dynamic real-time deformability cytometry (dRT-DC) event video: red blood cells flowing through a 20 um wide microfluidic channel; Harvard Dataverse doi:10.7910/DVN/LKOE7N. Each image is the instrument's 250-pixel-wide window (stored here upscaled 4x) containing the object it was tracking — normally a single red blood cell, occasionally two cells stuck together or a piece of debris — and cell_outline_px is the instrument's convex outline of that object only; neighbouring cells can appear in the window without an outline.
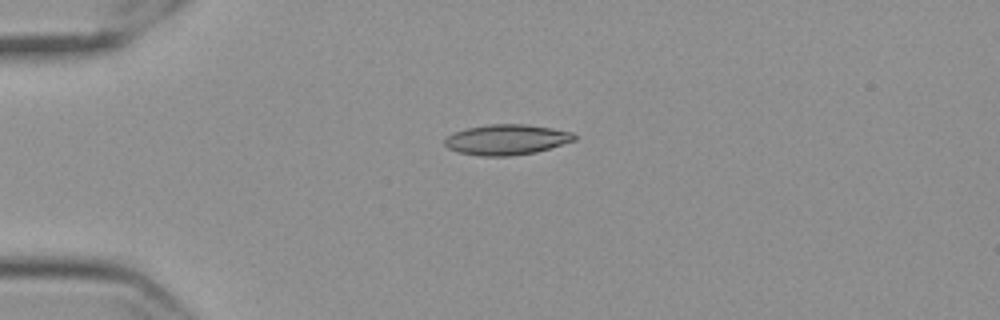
{"species": "Egyptian fruit bat (a non-hibernating species)", "species_latin": "Rousettus aegyptiacus", "temperature_condition": "cold", "stored_images_in_passage": 44, "camera_frame_rate_fps": 3000, "um_per_image_px": 0.085, "frame": {"image": 1, "passage_image": 1, "time_ms": 0.0, "image_size_px": [1000, 320], "cell_outline_px": [[576, 140], [536, 152], [508, 156], [480, 156], [460, 152], [448, 148], [444, 144], [444, 140], [452, 132], [464, 128], [488, 124], [528, 124], [552, 128], [572, 132], [576, 136]], "centroid_in_image_um": [43.04, 11.86], "position_along_channel_um": 42.0, "area_um2": 23.06}}
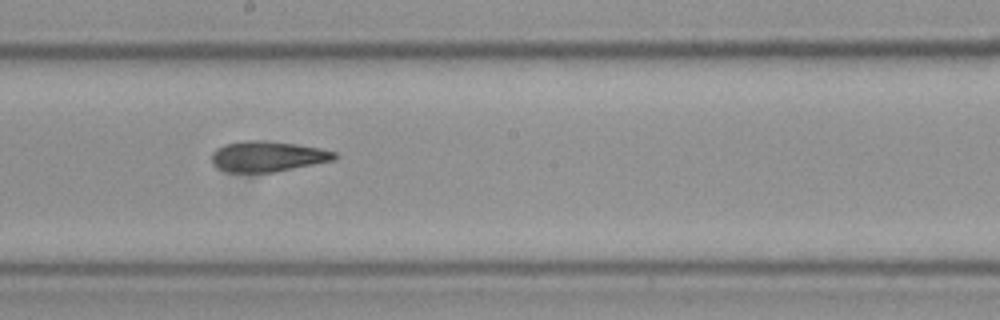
{"frame": {"image": 2, "passage_image": 19, "time_ms": 6.0, "image_size_px": [1000, 320], "cell_outline_px": [[340, 156], [336, 160], [276, 172], [228, 172], [212, 164], [212, 152], [216, 148], [224, 144], [244, 140], [268, 140], [296, 144], [320, 148], [336, 152]], "centroid_in_image_um": [22.79, 13.28], "position_along_channel_um": 225.4, "area_um2": 22.2}}
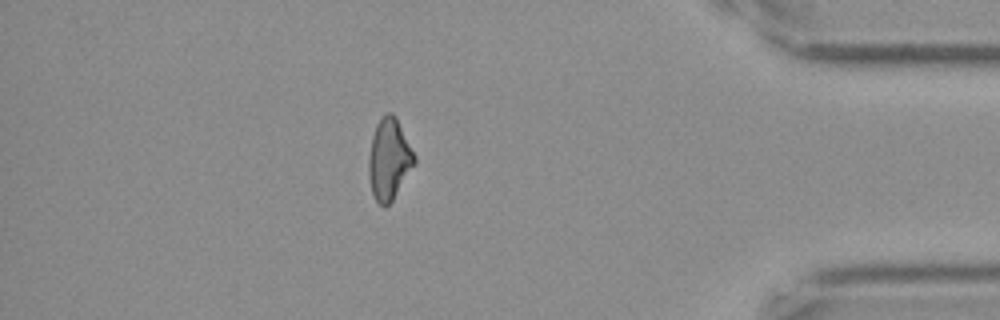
{"frame": {"image": 3, "passage_image": 37, "time_ms": 12.0, "image_size_px": [1000, 320], "cell_outline_px": [[416, 164], [392, 200], [388, 204], [380, 204], [376, 200], [372, 192], [368, 172], [368, 160], [372, 136], [376, 124], [388, 112], [392, 112], [396, 116], [416, 156]], "centroid_in_image_um": [33.09, 13.51], "position_along_channel_um": 402.1, "area_um2": 21.5}, "authors_computed_cell_mechanics": {"area_um2": 22.0218, "velocity_mm_per_s": 3.5459, "shape_relaxation_time_tau1_ms": 11.0303, "shape_relaxation_time_tau2_ms": 6.1661, "deformation_change_tau1": 0.2048, "deformation_change_tau2": 0.1336}}